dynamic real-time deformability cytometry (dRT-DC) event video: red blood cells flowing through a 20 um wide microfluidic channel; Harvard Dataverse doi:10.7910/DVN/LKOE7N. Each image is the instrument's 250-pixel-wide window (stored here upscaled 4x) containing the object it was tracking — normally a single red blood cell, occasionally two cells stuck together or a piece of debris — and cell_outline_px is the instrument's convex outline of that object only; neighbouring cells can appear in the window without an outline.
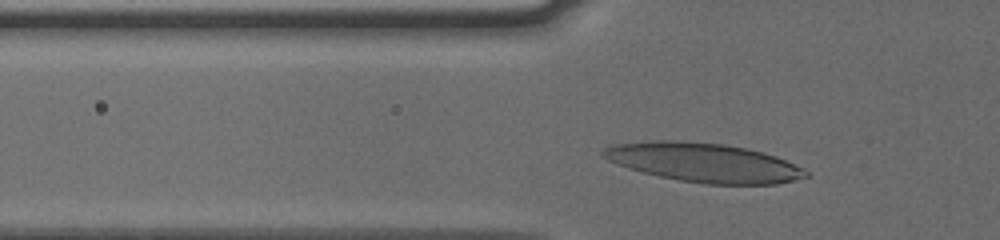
{"species": "human", "species_latin": "Homo sapiens", "temperature_condition": "cold", "stored_images_in_passage": 34, "camera_frame_rate_fps": 3000, "um_per_image_px": 0.085, "donor": {"sex": "male"}, "frame": {"image": 1, "passage_image": 7, "time_ms": 2.0, "image_size_px": [1000, 240], "cell_outline_px": [[812, 176], [776, 184], [704, 184], [680, 180], [660, 176], [644, 172], [608, 160], [600, 156], [600, 152], [604, 148], [612, 144], [652, 140], [672, 140], [724, 144], [744, 148], [776, 156], [808, 172]], "centroid_in_image_um": [59.79, 13.81], "position_along_channel_um": 66.0, "area_um2": 45.66}}
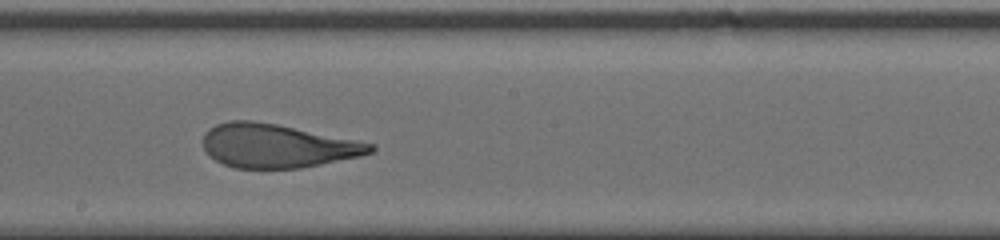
{"frame": {"image": 2, "passage_image": 20, "time_ms": 6.333, "image_size_px": [1000, 240], "cell_outline_px": [[376, 152], [360, 156], [300, 168], [236, 168], [224, 164], [216, 160], [204, 148], [204, 132], [208, 128], [216, 124], [232, 120], [252, 120], [276, 124], [376, 144]], "centroid_in_image_um": [23.58, 12.39], "position_along_channel_um": 224.6, "area_um2": 42.37}}
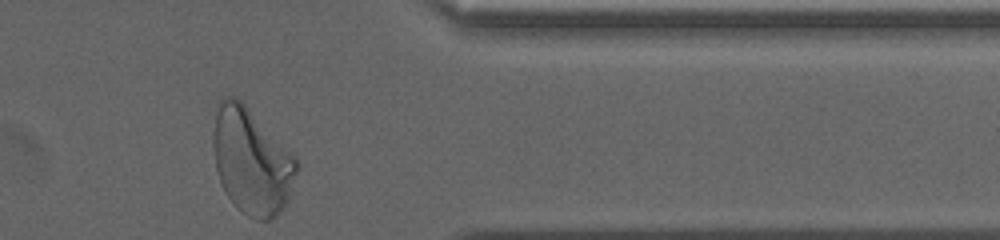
{"frame": {"image": 3, "passage_image": 34, "time_ms": 11.0, "image_size_px": [1000, 240], "cell_outline_px": [[300, 168], [288, 200], [284, 208], [272, 220], [256, 220], [248, 216], [236, 208], [228, 196], [216, 172], [212, 144], [212, 140], [216, 116], [220, 100], [228, 96], [236, 96], [244, 104], [300, 164]], "centroid_in_image_um": [21.38, 13.77], "position_along_channel_um": 390.0, "area_um2": 50.98}, "authors_computed_cell_mechanics": {"area_um2": 43.4945, "velocity_mm_per_s": 3.7633, "shape_relaxation_time_tau1_ms": 3.6498, "shape_relaxation_time_tau2_ms": 0.937, "deformation_change_tau1": 0.1989, "deformation_change_tau2": 0.0781}}